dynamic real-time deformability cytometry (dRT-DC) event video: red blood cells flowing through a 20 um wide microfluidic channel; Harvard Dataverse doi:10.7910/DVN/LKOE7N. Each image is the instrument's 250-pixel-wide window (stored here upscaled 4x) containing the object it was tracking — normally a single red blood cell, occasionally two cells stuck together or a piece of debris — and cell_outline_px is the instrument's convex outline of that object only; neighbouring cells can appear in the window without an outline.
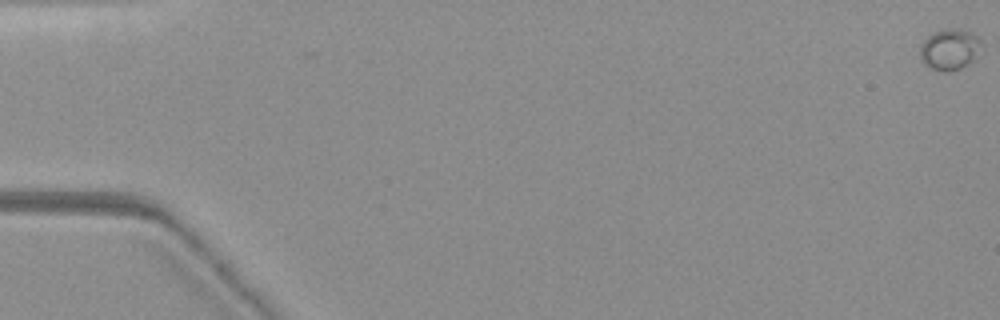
{"species": "common noctule bat (a hibernating species)", "species_latin": "Nyctalus noctula", "temperature_condition": "warm", "stored_images_in_passage": 30, "camera_frame_rate_fps": 3000, "um_per_image_px": 0.085, "animal": {"sex": "female", "body_mass_g": 19.3, "forearm_length_mm": 54.1}, "frame": {"image": 1, "passage_image": 1, "time_ms": 0.0, "image_size_px": [1000, 320], "cell_outline_px": [[980, 40], [972, 60], [960, 68], [944, 72], [932, 68], [924, 64], [920, 60], [920, 48], [924, 40], [932, 32], [972, 32]], "centroid_in_image_um": [80.63, 4.25], "position_along_channel_um": 4.4, "area_um2": 13.53}}